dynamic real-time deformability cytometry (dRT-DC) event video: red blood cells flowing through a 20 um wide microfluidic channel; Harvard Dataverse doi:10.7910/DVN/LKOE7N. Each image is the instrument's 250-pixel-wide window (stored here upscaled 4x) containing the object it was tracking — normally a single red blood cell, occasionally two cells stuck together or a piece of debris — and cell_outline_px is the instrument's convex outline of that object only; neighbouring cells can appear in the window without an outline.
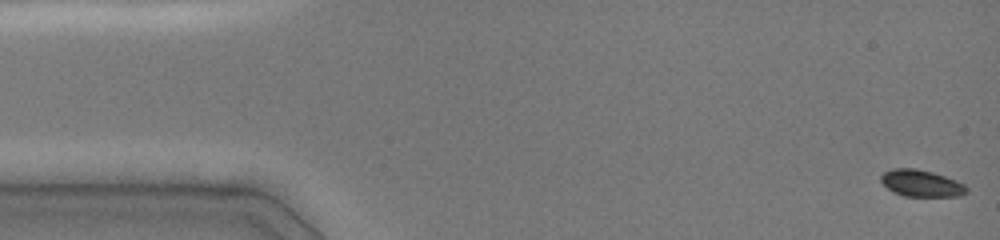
{"species": "common noctule bat (a hibernating species)", "species_latin": "Nyctalus noctula", "temperature_condition": "cold", "stored_images_in_passage": 62, "camera_frame_rate_fps": 3000, "um_per_image_px": 0.085, "animal": {"sex": "female", "body_mass_g": 19.0, "forearm_length_mm": 51.5}, "frame": {"image": 1, "passage_image": 1, "time_ms": 0.0, "image_size_px": [1000, 240], "cell_outline_px": [[968, 192], [960, 196], [904, 196], [888, 188], [880, 180], [880, 176], [884, 172], [892, 168], [916, 168], [932, 172], [956, 180], [964, 184], [968, 188]], "centroid_in_image_um": [78.33, 15.57], "position_along_channel_um": 6.7, "area_um2": 13.29}}
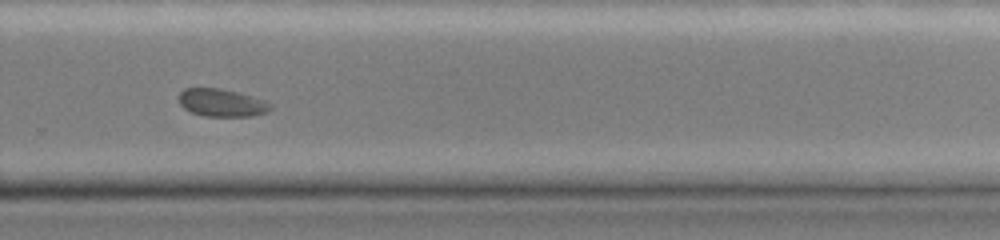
{"frame": {"image": 2, "passage_image": 42, "time_ms": 10.667, "image_size_px": [1000, 240], "cell_outline_px": [[272, 108], [268, 112], [252, 116], [204, 116], [192, 112], [184, 108], [180, 104], [180, 92], [184, 88], [220, 88], [268, 100], [272, 104]], "centroid_in_image_um": [18.9, 8.73], "position_along_channel_um": 310.9, "area_um2": 14.85}}
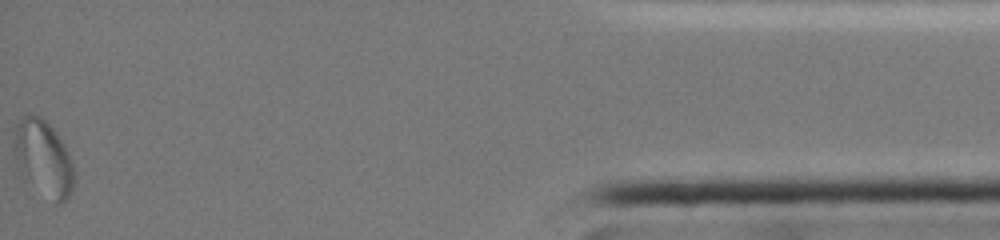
{"frame": {"image": 3, "passage_image": 61, "time_ms": 15.667, "image_size_px": [1000, 240], "cell_outline_px": [[76, 176], [72, 192], [68, 200], [64, 204], [56, 204], [20, 168], [16, 156], [16, 124], [24, 116], [40, 116], [52, 128], [68, 152]], "centroid_in_image_um": [3.8, 13.47], "position_along_channel_um": 431.4, "area_um2": 25.09}, "authors_computed_cell_mechanics": {"area_um2": 14.8835, "velocity_mm_per_s": 4.0098, "shape_relaxation_time_tau1_ms": 2.3993, "shape_relaxation_time_tau2_ms": null, "deformation_change_tau1": 0.0698, "deformation_change_tau2": null}}